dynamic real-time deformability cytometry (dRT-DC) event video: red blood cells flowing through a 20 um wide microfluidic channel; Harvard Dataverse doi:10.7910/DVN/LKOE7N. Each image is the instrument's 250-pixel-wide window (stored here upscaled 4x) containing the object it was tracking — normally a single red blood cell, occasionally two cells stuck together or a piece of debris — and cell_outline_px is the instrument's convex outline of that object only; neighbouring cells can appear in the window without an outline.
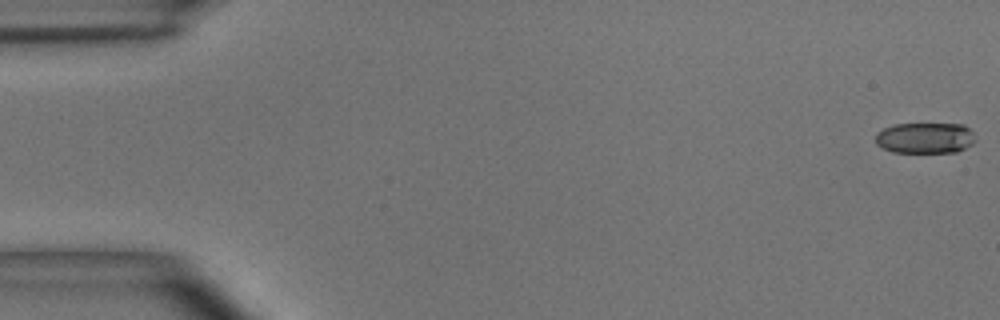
{"species": "common noctule bat (a hibernating species)", "species_latin": "Nyctalus noctula", "temperature_condition": "room temperature", "stored_images_in_passage": 55, "camera_frame_rate_fps": 3000, "um_per_image_px": 0.085, "animal": {"sex": "male", "body_mass_g": 15.6}, "frame": {"image": 1, "passage_image": 1, "time_ms": 0.0, "image_size_px": [1000, 320], "cell_outline_px": [[976, 140], [972, 144], [956, 152], [892, 152], [876, 144], [876, 132], [892, 124], [964, 124], [972, 132]], "centroid_in_image_um": [78.62, 11.72], "position_along_channel_um": 6.4, "area_um2": 17.98}}
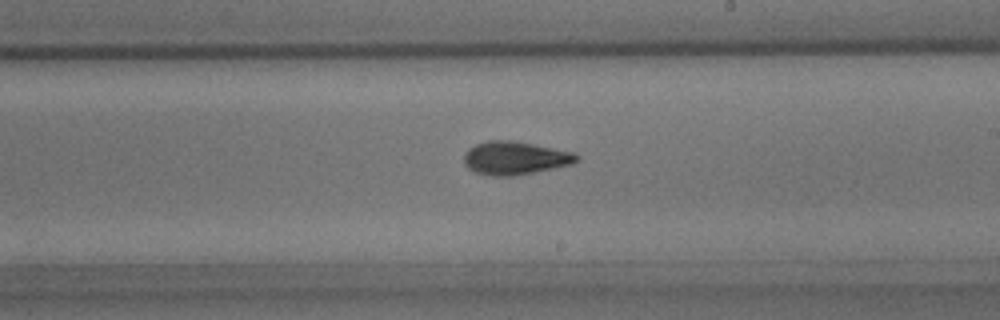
{"frame": {"image": 2, "passage_image": 32, "time_ms": 10.333, "image_size_px": [1000, 320], "cell_outline_px": [[580, 160], [572, 164], [512, 176], [492, 176], [476, 172], [468, 168], [464, 164], [464, 152], [468, 148], [476, 144], [488, 140], [512, 140], [576, 152], [580, 156]], "centroid_in_image_um": [43.78, 13.42], "position_along_channel_um": 245.2, "area_um2": 21.91}}
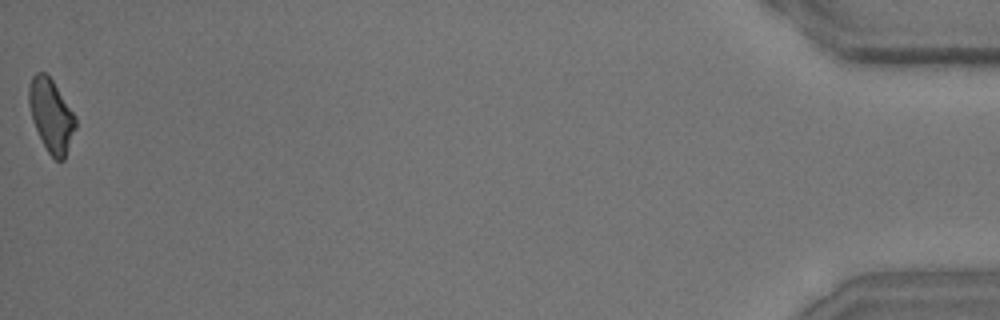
{"frame": {"image": 3, "passage_image": 55, "time_ms": 18.0, "image_size_px": [1000, 320], "cell_outline_px": [[76, 128], [64, 160], [56, 160], [48, 152], [32, 120], [28, 104], [28, 88], [32, 76], [36, 72], [44, 72], [52, 80], [76, 116]], "centroid_in_image_um": [4.35, 9.8], "position_along_channel_um": 430.9, "area_um2": 19.65}, "authors_computed_cell_mechanics": {"area_um2": 20.3456, "velocity_mm_per_s": 3.6597, "shape_relaxation_time_tau1_ms": 4.5207, "shape_relaxation_time_tau2_ms": 2.8983, "deformation_change_tau1": 0.144, "deformation_change_tau2": 0.1025}}